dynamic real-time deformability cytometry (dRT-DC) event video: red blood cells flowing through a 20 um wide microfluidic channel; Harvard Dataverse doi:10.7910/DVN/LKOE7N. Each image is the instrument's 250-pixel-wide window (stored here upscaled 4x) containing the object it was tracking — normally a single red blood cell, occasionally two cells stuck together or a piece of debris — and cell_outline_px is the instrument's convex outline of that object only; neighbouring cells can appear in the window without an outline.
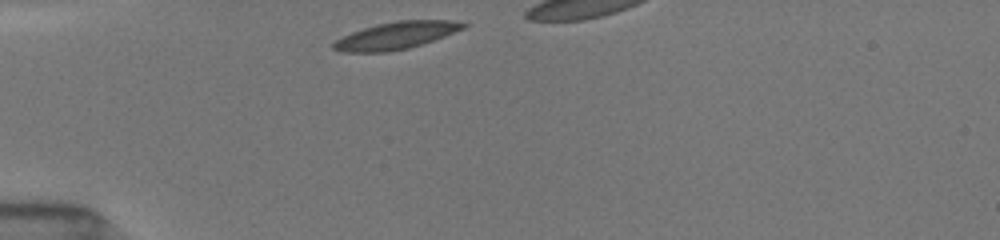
{"species": "common noctule bat (a hibernating species)", "species_latin": "Nyctalus noctula", "temperature_condition": "room temperature", "stored_images_in_passage": 15, "camera_frame_rate_fps": 3000, "um_per_image_px": 0.085, "animal": {"sex": "female", "body_mass_g": 19.5, "forearm_length_mm": 54.1}, "frame": {"image": 1, "passage_image": 1, "time_ms": 0.0, "image_size_px": [1000, 240], "cell_outline_px": [[468, 24], [464, 28], [444, 36], [408, 48], [388, 52], [344, 52], [332, 48], [332, 44], [336, 40], [352, 32], [376, 24], [396, 20], [452, 20]], "centroid_in_image_um": [33.65, 3.01], "position_along_channel_um": 51.4, "area_um2": 20.35}}
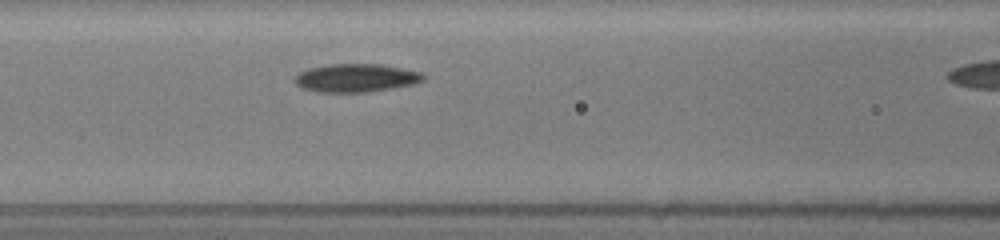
{"frame": {"image": 2, "passage_image": 13, "time_ms": 2.667, "image_size_px": [1000, 240], "cell_outline_px": [[424, 80], [416, 84], [392, 88], [364, 92], [320, 92], [304, 88], [296, 84], [296, 76], [300, 72], [308, 68], [328, 64], [380, 64], [420, 72], [424, 76]], "centroid_in_image_um": [30.28, 6.62], "position_along_channel_um": 136.3, "area_um2": 20.92}}